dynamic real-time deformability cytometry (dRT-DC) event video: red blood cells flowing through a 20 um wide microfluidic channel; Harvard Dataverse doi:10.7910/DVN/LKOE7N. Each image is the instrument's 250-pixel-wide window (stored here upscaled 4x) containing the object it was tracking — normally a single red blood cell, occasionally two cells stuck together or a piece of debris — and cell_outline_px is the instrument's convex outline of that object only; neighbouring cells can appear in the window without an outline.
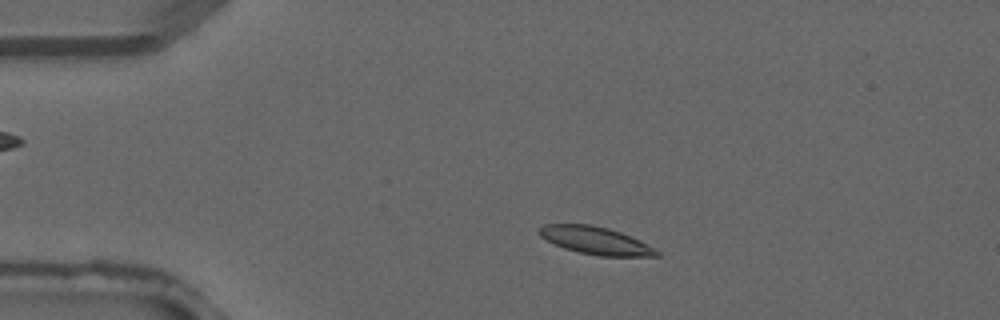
{"species": "common noctule bat (a hibernating species)", "species_latin": "Nyctalus noctula", "temperature_condition": "warm", "stored_images_in_passage": 3, "camera_frame_rate_fps": 3000, "um_per_image_px": 0.085, "animal": {"sex": "male", "forearm_length_mm": 52.5}, "frame": {"image": 1, "passage_image": 1, "time_ms": 0.0, "image_size_px": [1000, 320], "cell_outline_px": [[660, 256], [600, 256], [580, 252], [564, 248], [540, 236], [536, 232], [544, 224], [588, 224], [608, 228], [620, 232], [640, 240], [660, 252]], "centroid_in_image_um": [50.62, 20.44], "position_along_channel_um": 34.4, "area_um2": 18.67}}
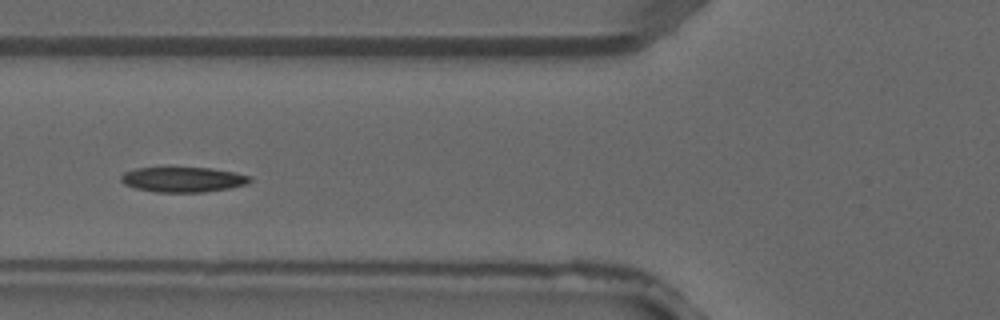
{"frame": {"image": 2, "passage_image": 3, "time_ms": 0.667, "image_size_px": [1000, 320], "cell_outline_px": [[252, 180], [248, 184], [228, 188], [200, 192], [156, 192], [136, 188], [124, 184], [120, 180], [120, 176], [124, 172], [136, 168], [212, 168], [236, 172], [252, 176]], "centroid_in_image_um": [15.58, 15.25], "position_along_channel_um": 110.2, "area_um2": 18.84}}